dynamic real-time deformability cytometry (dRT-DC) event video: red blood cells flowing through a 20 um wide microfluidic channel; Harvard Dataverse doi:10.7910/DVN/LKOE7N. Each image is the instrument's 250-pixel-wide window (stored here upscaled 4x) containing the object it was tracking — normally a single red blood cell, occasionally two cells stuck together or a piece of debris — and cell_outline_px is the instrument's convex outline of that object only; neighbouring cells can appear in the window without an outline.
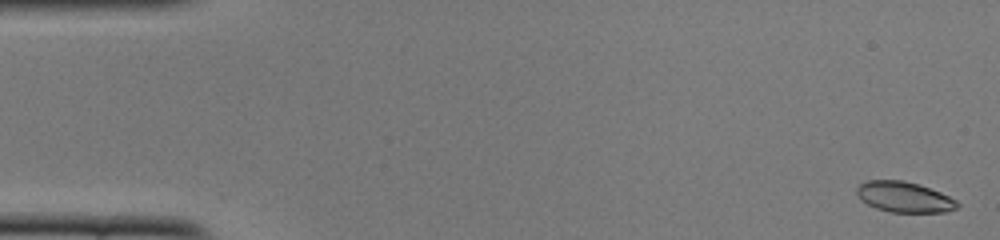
{"species": "common noctule bat (a hibernating species)", "species_latin": "Nyctalus noctula", "temperature_condition": "cold", "stored_images_in_passage": 52, "camera_frame_rate_fps": 3000, "um_per_image_px": 0.085, "animal": {"sex": "female", "body_mass_g": 22.0, "forearm_length_mm": 56.7}, "frame": {"image": 1, "passage_image": 2, "time_ms": 0.333, "image_size_px": [1000, 240], "cell_outline_px": [[960, 204], [956, 208], [948, 212], [892, 212], [876, 208], [860, 200], [856, 192], [856, 188], [860, 184], [868, 180], [904, 180], [920, 184], [940, 192], [956, 200]], "centroid_in_image_um": [76.86, 16.74], "position_along_channel_um": 8.1, "area_um2": 17.98}}
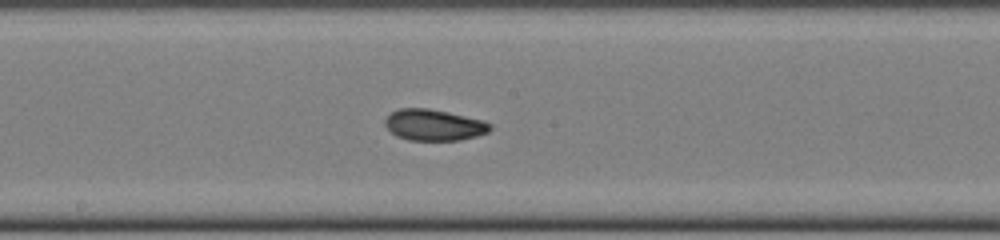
{"frame": {"image": 2, "passage_image": 28, "time_ms": 9.0, "image_size_px": [1000, 240], "cell_outline_px": [[492, 128], [488, 132], [476, 136], [460, 140], [408, 140], [396, 136], [384, 124], [384, 120], [392, 112], [400, 108], [428, 108], [448, 112], [484, 120], [492, 124]], "centroid_in_image_um": [36.9, 10.62], "position_along_channel_um": 211.3, "area_um2": 19.13}}
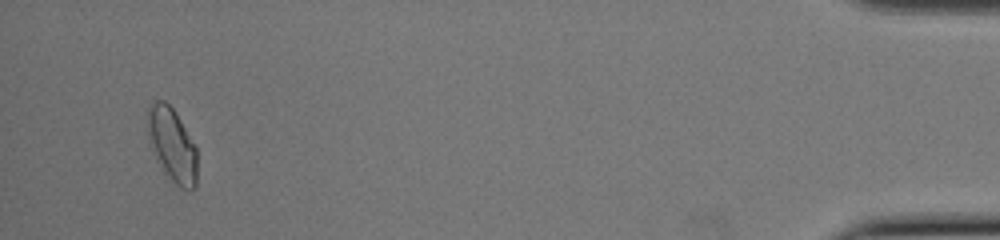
{"frame": {"image": 3, "passage_image": 50, "time_ms": 16.333, "image_size_px": [1000, 240], "cell_outline_px": [[196, 188], [188, 192], [180, 188], [164, 172], [156, 160], [148, 140], [148, 104], [152, 100], [164, 100], [176, 112], [196, 148]], "centroid_in_image_um": [14.61, 12.32], "position_along_channel_um": 420.6, "area_um2": 21.44}, "authors_computed_cell_mechanics": {"area_um2": 18.8428, "velocity_mm_per_s": 3.9066, "shape_relaxation_time_tau1_ms": 5.4929, "shape_relaxation_time_tau2_ms": 2.4512, "deformation_change_tau1": 0.1234, "deformation_change_tau2": 0.0526}}